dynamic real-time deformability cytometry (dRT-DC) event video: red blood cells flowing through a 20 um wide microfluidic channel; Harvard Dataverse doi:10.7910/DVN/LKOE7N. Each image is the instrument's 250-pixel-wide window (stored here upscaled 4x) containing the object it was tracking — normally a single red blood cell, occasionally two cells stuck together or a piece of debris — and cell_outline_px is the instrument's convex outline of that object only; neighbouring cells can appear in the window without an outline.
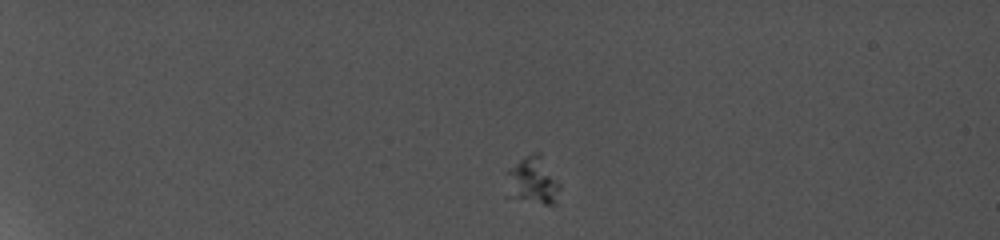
{"species": "common noctule bat (a hibernating species)", "species_latin": "Nyctalus noctula", "temperature_condition": "cold", "stored_images_in_passage": 8, "camera_frame_rate_fps": 5000, "um_per_image_px": 0.085, "animal": {"sex": "female", "body_mass_g": 19.0, "forearm_length_mm": 56.7}, "frame": {"image": 1, "passage_image": 1, "time_ms": 0.0, "image_size_px": [1000, 240], "cell_outline_px": [[560, 188], [556, 204], [544, 204], [504, 196], [504, 172], [528, 156], [560, 184]], "centroid_in_image_um": [45.11, 15.58], "position_along_channel_um": 39.9, "area_um2": 13.41}}
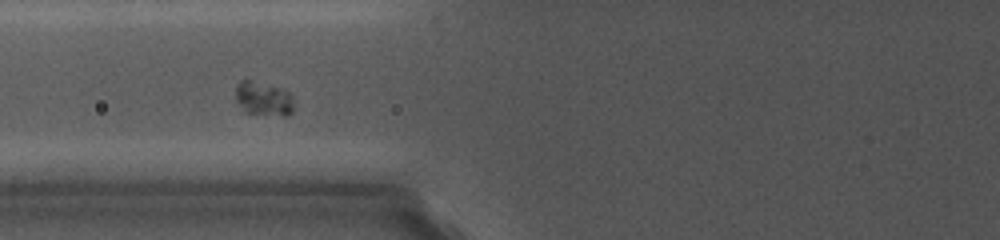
{"frame": {"image": 2, "passage_image": 6, "time_ms": 4.4, "image_size_px": [1000, 240], "cell_outline_px": [[292, 112], [288, 116], [264, 116], [244, 112], [236, 100], [236, 88], [244, 80], [248, 80], [276, 88], [288, 92], [292, 104]], "centroid_in_image_um": [22.37, 8.47], "position_along_channel_um": 103.4, "area_um2": 11.21}}
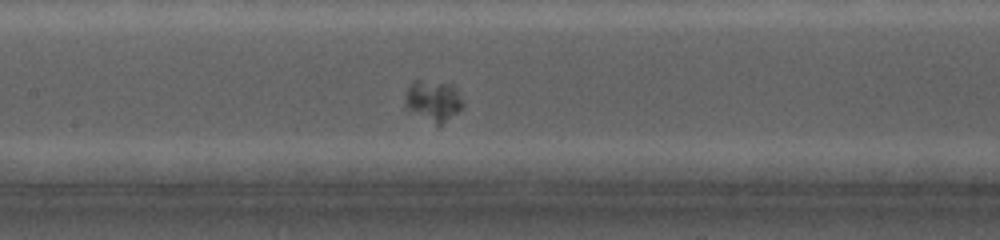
{"frame": {"image": 3, "passage_image": 8, "time_ms": 6.2, "image_size_px": [1000, 240], "cell_outline_px": [[460, 108], [440, 128], [436, 128], [408, 108], [408, 88], [416, 80], [440, 84], [452, 88], [456, 92], [460, 100]], "centroid_in_image_um": [36.81, 8.68], "position_along_channel_um": 170.6, "area_um2": 12.72}}